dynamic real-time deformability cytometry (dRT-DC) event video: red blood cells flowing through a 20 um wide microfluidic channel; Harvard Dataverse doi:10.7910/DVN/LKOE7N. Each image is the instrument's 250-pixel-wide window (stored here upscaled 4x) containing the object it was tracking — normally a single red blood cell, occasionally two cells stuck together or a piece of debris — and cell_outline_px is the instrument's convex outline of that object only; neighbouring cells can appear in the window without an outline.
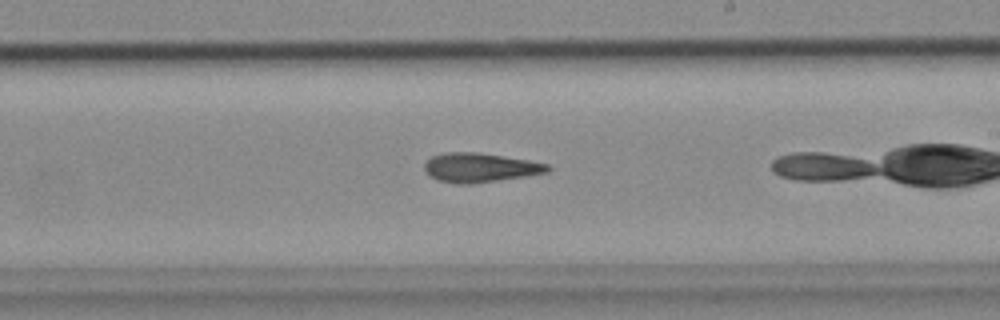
{"species": "common noctule bat (a hibernating species)", "species_latin": "Nyctalus noctula", "temperature_condition": "cold", "stored_images_in_passage": 35, "camera_frame_rate_fps": 3000, "um_per_image_px": 0.085, "animal": {"sex": "female", "body_mass_g": 18.4}, "frame": {"image": 1, "passage_image": 25, "time_ms": 8.0, "image_size_px": [1000, 320], "cell_outline_px": [[552, 168], [548, 172], [524, 176], [472, 184], [456, 184], [440, 180], [428, 176], [424, 172], [424, 164], [432, 156], [444, 152], [480, 152], [528, 160], [548, 164]], "centroid_in_image_um": [40.77, 14.24], "position_along_channel_um": 248.2, "area_um2": 21.04}}